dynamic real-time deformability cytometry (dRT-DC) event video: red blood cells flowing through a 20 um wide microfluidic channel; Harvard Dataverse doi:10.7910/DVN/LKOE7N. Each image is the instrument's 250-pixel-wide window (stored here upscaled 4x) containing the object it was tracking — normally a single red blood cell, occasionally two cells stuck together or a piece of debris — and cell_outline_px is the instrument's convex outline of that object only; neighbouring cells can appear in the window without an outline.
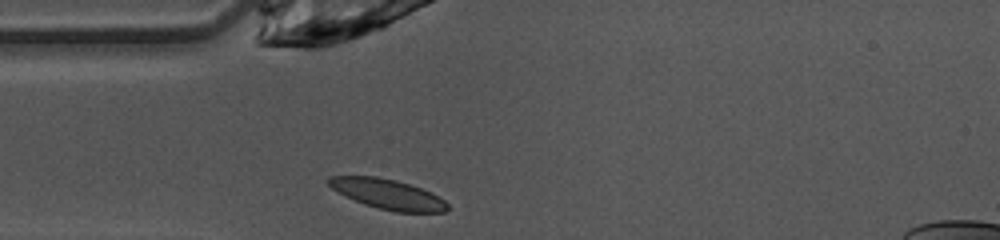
{"species": "common noctule bat (a hibernating species)", "species_latin": "Nyctalus noctula", "temperature_condition": "warm", "stored_images_in_passage": 37, "camera_frame_rate_fps": 3000, "um_per_image_px": 0.085, "animal": {"sex": "female", "body_mass_g": 10.0, "forearm_length_mm": 53.1}, "frame": {"image": 1, "passage_image": 1, "time_ms": 0.0, "image_size_px": [1000, 240], "cell_outline_px": [[448, 208], [444, 212], [396, 212], [364, 204], [332, 188], [324, 180], [328, 176], [376, 176], [396, 180], [432, 192], [444, 200], [448, 204]], "centroid_in_image_um": [32.96, 16.49], "position_along_channel_um": 52.0, "area_um2": 20.52}}
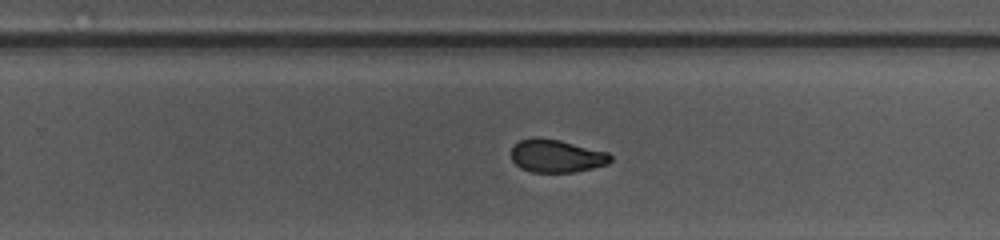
{"frame": {"image": 2, "passage_image": 18, "time_ms": 5.667, "image_size_px": [1000, 240], "cell_outline_px": [[612, 160], [608, 164], [576, 172], [532, 172], [520, 168], [512, 160], [512, 148], [520, 140], [532, 136], [536, 136], [560, 140], [608, 152], [612, 156]], "centroid_in_image_um": [47.31, 13.25], "position_along_channel_um": 282.5, "area_um2": 19.19}}
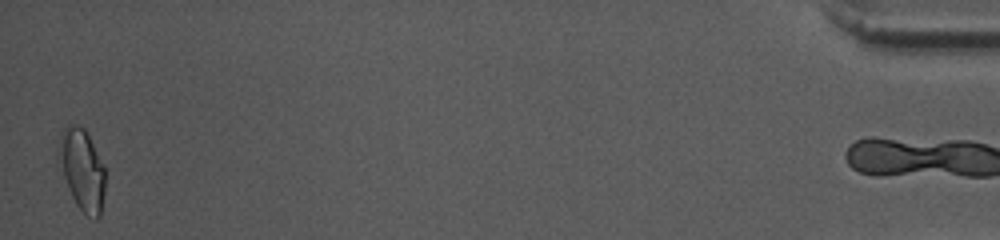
{"frame": {"image": 3, "passage_image": 36, "time_ms": 11.667, "image_size_px": [1000, 240], "cell_outline_px": [[104, 196], [100, 216], [96, 220], [88, 216], [76, 204], [56, 164], [60, 136], [64, 128], [68, 124], [76, 124], [84, 128], [104, 168]], "centroid_in_image_um": [6.93, 14.43], "position_along_channel_um": 428.3, "area_um2": 22.02}, "authors_computed_cell_mechanics": {"area_um2": 19.9988, "velocity_mm_per_s": 4.1117, "shape_relaxation_time_tau1_ms": 7.3299, "shape_relaxation_time_tau2_ms": 1.5894, "deformation_change_tau1": 0.1977, "deformation_change_tau2": 0.0573}}